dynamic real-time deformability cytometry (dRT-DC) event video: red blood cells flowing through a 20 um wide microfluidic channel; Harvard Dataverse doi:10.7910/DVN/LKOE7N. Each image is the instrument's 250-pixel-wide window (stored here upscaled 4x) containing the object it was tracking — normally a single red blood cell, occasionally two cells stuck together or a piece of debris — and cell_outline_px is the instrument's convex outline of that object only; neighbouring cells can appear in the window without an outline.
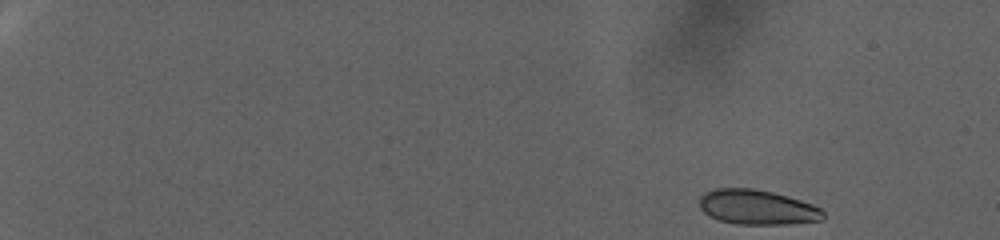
{"species": "human", "species_latin": "Homo sapiens", "temperature_condition": "warm", "stored_images_in_passage": 87, "camera_frame_rate_fps": 3000, "um_per_image_px": 0.085, "donor": {"sex": "female"}, "frame": {"image": 1, "passage_image": 1, "time_ms": 0.0, "image_size_px": [1000, 240], "cell_outline_px": [[824, 216], [820, 220], [788, 224], [736, 224], [720, 220], [704, 212], [700, 208], [700, 196], [704, 192], [716, 188], [752, 188], [772, 192], [788, 196], [812, 204], [820, 208], [824, 212]], "centroid_in_image_um": [64.35, 17.6], "position_along_channel_um": 20.6, "area_um2": 24.97}}
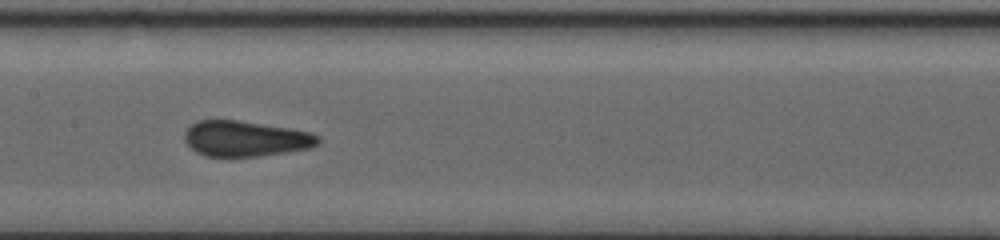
{"frame": {"image": 2, "passage_image": 47, "time_ms": 15.333, "image_size_px": [1000, 240], "cell_outline_px": [[320, 144], [312, 148], [256, 156], [204, 156], [196, 152], [184, 140], [184, 132], [196, 120], [236, 120], [288, 128], [308, 132], [320, 136]], "centroid_in_image_um": [20.86, 11.78], "position_along_channel_um": 186.5, "area_um2": 27.51}}
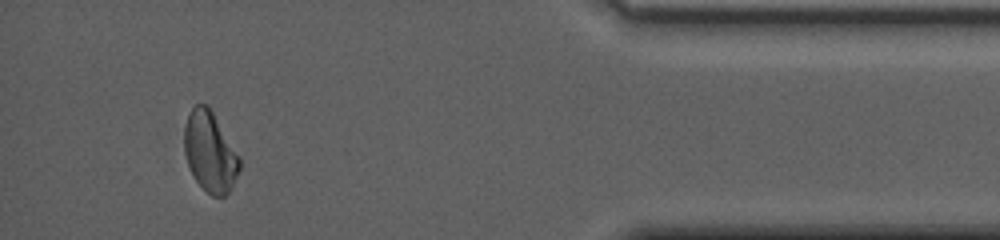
{"frame": {"image": 3, "passage_image": 82, "time_ms": 27.0, "image_size_px": [1000, 240], "cell_outline_px": [[240, 168], [228, 192], [224, 196], [212, 196], [196, 180], [188, 164], [184, 152], [184, 128], [188, 112], [196, 104], [208, 104], [240, 156]], "centroid_in_image_um": [17.84, 12.86], "position_along_channel_um": 417.4, "area_um2": 25.66}, "authors_computed_cell_mechanics": {"area_um2": 26.7036, "velocity_mm_per_s": 2.2997, "shape_relaxation_time_tau1_ms": null, "shape_relaxation_time_tau2_ms": 1.1202, "deformation_change_tau1": null, "deformation_change_tau2": 0.051}}